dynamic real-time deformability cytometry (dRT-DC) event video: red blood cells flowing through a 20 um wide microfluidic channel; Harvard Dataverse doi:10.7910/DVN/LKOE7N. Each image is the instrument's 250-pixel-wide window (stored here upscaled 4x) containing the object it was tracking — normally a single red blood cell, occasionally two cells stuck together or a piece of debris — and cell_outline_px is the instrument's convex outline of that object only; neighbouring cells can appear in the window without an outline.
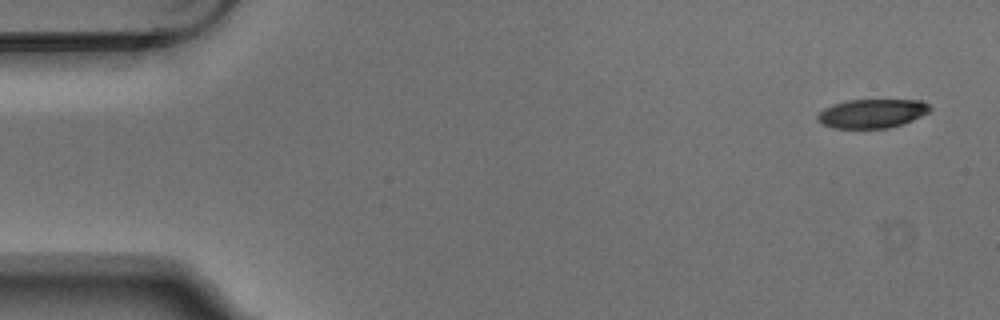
{"species": "Egyptian fruit bat (a non-hibernating species)", "species_latin": "Rousettus aegyptiacus", "temperature_condition": "warm", "stored_images_in_passage": 2, "camera_frame_rate_fps": 3000, "um_per_image_px": 0.085, "animal": {"sex": "male"}, "frame": {"image": 1, "passage_image": 1, "time_ms": 0.0, "image_size_px": [1000, 320], "cell_outline_px": [[932, 108], [928, 112], [904, 124], [888, 128], [832, 128], [824, 124], [816, 116], [824, 108], [832, 104], [848, 100], [924, 100]], "centroid_in_image_um": [74.15, 9.64], "position_along_channel_um": 10.9, "area_um2": 18.9}}
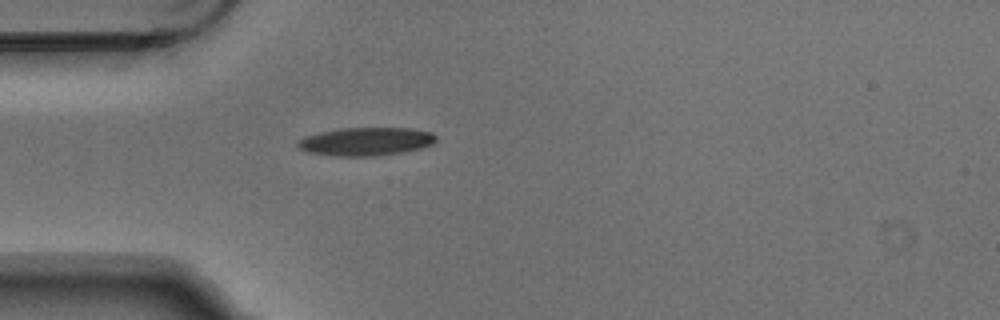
{"frame": {"image": 2, "passage_image": 2, "time_ms": 0.333, "image_size_px": [1000, 320], "cell_outline_px": [[436, 140], [432, 144], [420, 148], [404, 152], [372, 156], [336, 156], [308, 152], [300, 148], [296, 144], [300, 140], [308, 136], [320, 132], [340, 128], [408, 128], [432, 132], [436, 136]], "centroid_in_image_um": [31.13, 12.03], "position_along_channel_um": 53.9, "area_um2": 22.54}}